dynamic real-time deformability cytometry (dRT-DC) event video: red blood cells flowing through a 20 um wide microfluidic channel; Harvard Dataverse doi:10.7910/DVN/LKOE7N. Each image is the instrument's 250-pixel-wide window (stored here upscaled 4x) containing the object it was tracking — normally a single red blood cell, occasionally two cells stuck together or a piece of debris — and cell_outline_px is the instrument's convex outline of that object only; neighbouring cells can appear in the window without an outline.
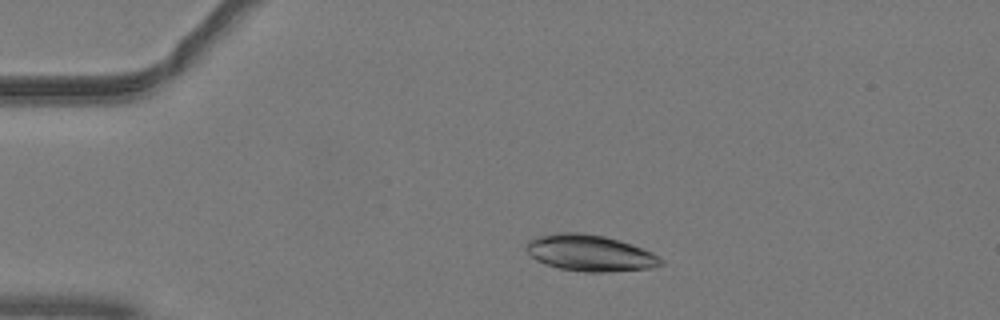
{"species": "common noctule bat (a hibernating species)", "species_latin": "Nyctalus noctula", "temperature_condition": "warm", "stored_images_in_passage": 50, "camera_frame_rate_fps": 3000, "um_per_image_px": 0.085, "animal": {"sex": "male", "body_mass_g": 19.2, "forearm_length_mm": 51.8}, "frame": {"image": 1, "passage_image": 10, "time_ms": 3.0, "image_size_px": [1000, 320], "cell_outline_px": [[664, 264], [652, 268], [608, 272], [584, 272], [560, 268], [544, 264], [536, 260], [524, 248], [524, 244], [528, 240], [540, 236], [560, 232], [580, 232], [604, 236], [620, 240], [632, 244], [652, 252], [664, 260]], "centroid_in_image_um": [50.15, 21.51], "position_along_channel_um": 34.8, "area_um2": 28.73}}
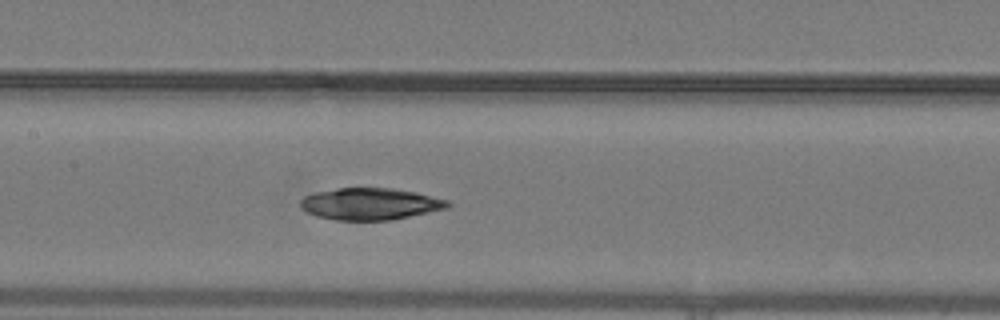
{"frame": {"image": 2, "passage_image": 24, "time_ms": 7.667, "image_size_px": [1000, 320], "cell_outline_px": [[452, 204], [448, 208], [388, 220], [336, 220], [316, 216], [308, 212], [300, 204], [300, 200], [304, 196], [316, 192], [336, 188], [392, 188], [416, 192], [448, 200]], "centroid_in_image_um": [31.47, 17.32], "position_along_channel_um": 175.9, "area_um2": 27.11}}
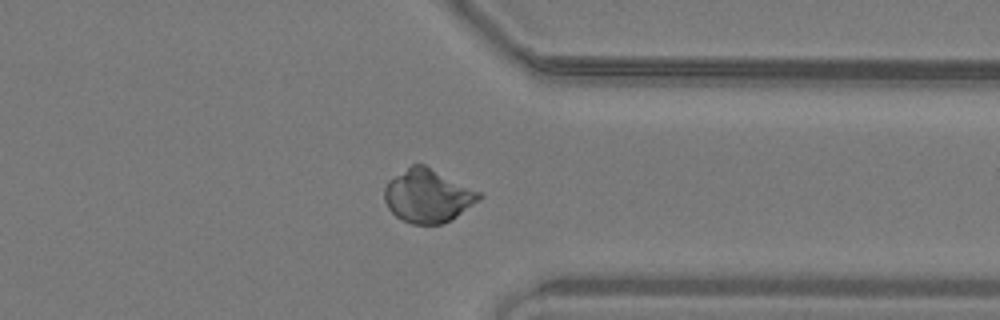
{"frame": {"image": 3, "passage_image": 39, "time_ms": 12.667, "image_size_px": [1000, 320], "cell_outline_px": [[484, 196], [480, 200], [444, 224], [412, 224], [400, 220], [388, 208], [384, 200], [384, 188], [388, 180], [412, 164], [424, 164], [480, 192]], "centroid_in_image_um": [36.34, 16.65], "position_along_channel_um": 375.1, "area_um2": 29.36}, "authors_computed_cell_mechanics": {"area_um2": 28.3798, "velocity_mm_per_s": 4.0548, "shape_relaxation_time_tau1_ms": null, "shape_relaxation_time_tau2_ms": 3.1943, "deformation_change_tau1": null, "deformation_change_tau2": 0.0489}}